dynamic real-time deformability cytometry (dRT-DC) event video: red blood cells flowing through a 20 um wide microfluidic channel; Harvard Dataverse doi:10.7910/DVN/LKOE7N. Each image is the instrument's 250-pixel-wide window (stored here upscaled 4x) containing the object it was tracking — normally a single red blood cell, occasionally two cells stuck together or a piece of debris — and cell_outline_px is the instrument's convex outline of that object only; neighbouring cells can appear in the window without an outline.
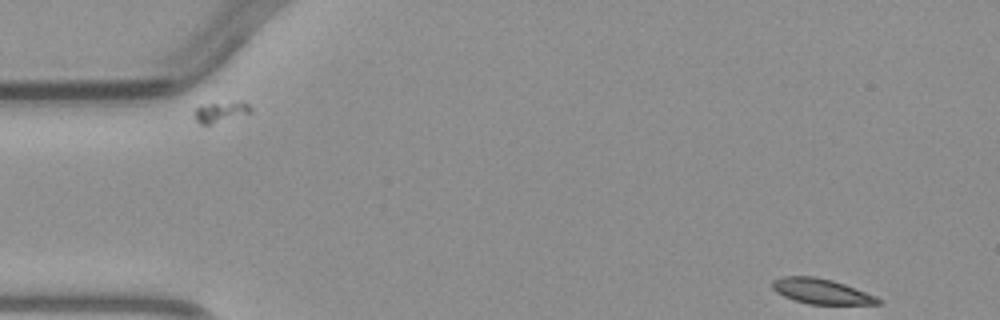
{"species": "common noctule bat (a hibernating species)", "species_latin": "Nyctalus noctula", "temperature_condition": "warm", "stored_images_in_passage": 4, "camera_frame_rate_fps": 3000, "um_per_image_px": 0.085, "animal": {"sex": "male", "body_mass_g": 23.1, "forearm_length_mm": 52.7}, "frame": {"image": 1, "passage_image": 1, "time_ms": 0.0, "image_size_px": [1000, 320], "cell_outline_px": [[880, 304], [808, 304], [784, 296], [776, 292], [772, 288], [772, 280], [784, 276], [816, 276], [832, 280], [844, 284], [876, 296], [880, 300]], "centroid_in_image_um": [69.78, 24.75], "position_along_channel_um": 15.2, "area_um2": 15.37}}